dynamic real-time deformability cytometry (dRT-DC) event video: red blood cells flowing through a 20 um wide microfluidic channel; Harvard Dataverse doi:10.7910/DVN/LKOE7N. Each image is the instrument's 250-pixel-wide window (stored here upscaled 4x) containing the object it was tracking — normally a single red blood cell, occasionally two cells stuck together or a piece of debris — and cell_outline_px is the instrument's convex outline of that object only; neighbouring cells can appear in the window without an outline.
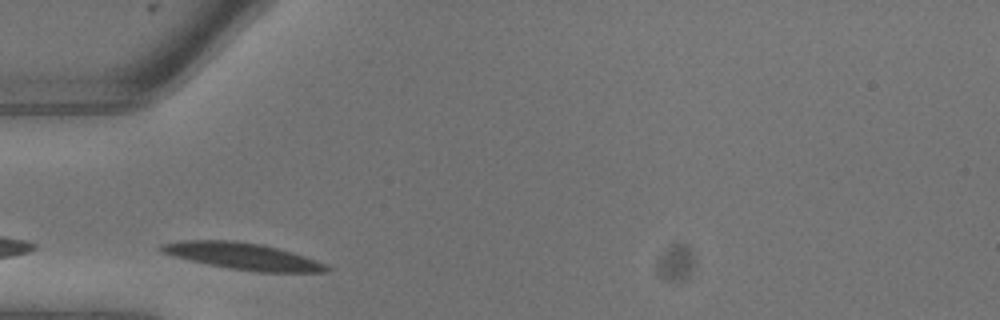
{"species": "common noctule bat (a hibernating species)", "species_latin": "Nyctalus noctula", "temperature_condition": "warm", "stored_images_in_passage": 5, "camera_frame_rate_fps": 3000, "um_per_image_px": 0.085, "animal": {"sex": "male", "body_mass_g": 13.3}, "frame": {"image": 1, "passage_image": 1, "time_ms": 0.0, "image_size_px": [1000, 320], "cell_outline_px": [[332, 268], [328, 272], [256, 272], [228, 268], [208, 264], [160, 252], [156, 248], [160, 244], [176, 240], [236, 240], [260, 244], [292, 252], [304, 256], [324, 264]], "centroid_in_image_um": [20.59, 21.77], "position_along_channel_um": 64.4, "area_um2": 25.66}}
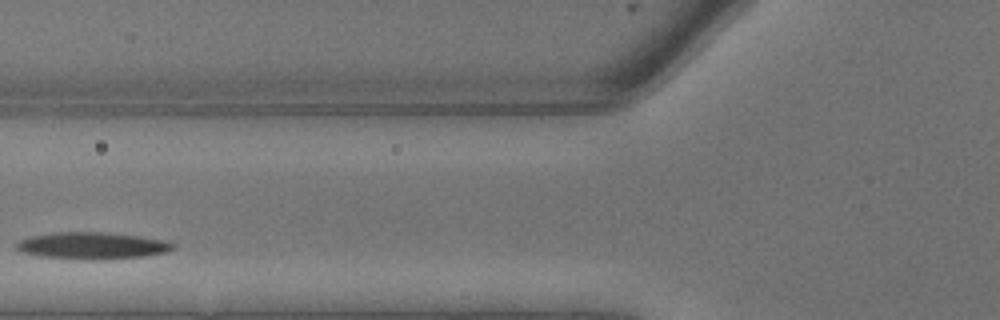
{"frame": {"image": 2, "passage_image": 3, "time_ms": 0.667, "image_size_px": [1000, 320], "cell_outline_px": [[176, 248], [168, 252], [144, 256], [104, 260], [88, 260], [40, 256], [20, 252], [16, 248], [16, 244], [20, 240], [32, 236], [56, 232], [108, 232], [164, 240], [176, 244]], "centroid_in_image_um": [7.87, 20.89], "position_along_channel_um": 117.9, "area_um2": 24.68}}